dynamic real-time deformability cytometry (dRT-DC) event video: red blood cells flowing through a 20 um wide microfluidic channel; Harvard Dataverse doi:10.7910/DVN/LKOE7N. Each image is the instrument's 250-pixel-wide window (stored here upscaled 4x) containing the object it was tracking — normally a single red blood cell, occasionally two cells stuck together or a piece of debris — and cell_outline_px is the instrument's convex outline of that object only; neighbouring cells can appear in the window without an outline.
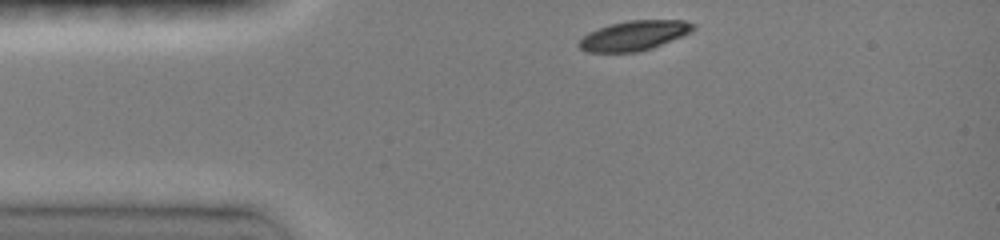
{"species": "common noctule bat (a hibernating species)", "species_latin": "Nyctalus noctula", "temperature_condition": "room temperature", "stored_images_in_passage": 9, "camera_frame_rate_fps": 3000, "um_per_image_px": 0.085, "animal": {"sex": "female", "body_mass_g": 19.0, "forearm_length_mm": 51.5}, "frame": {"image": 1, "passage_image": 1, "time_ms": 0.0, "image_size_px": [1000, 240], "cell_outline_px": [[696, 28], [692, 32], [684, 36], [652, 48], [636, 52], [588, 52], [580, 48], [576, 44], [588, 32], [608, 24], [628, 20], [684, 20], [696, 24]], "centroid_in_image_um": [53.93, 3.01], "position_along_channel_um": 31.1, "area_um2": 20.06}}
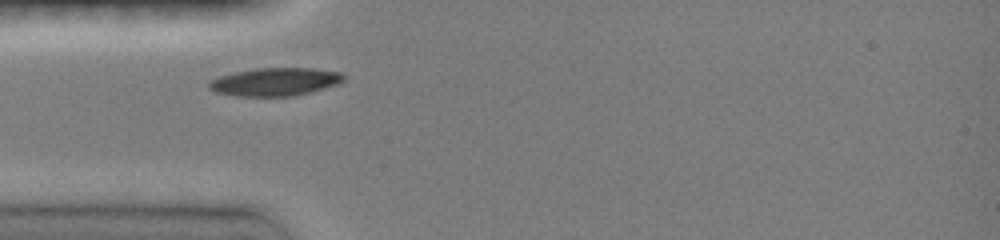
{"frame": {"image": 2, "passage_image": 3, "time_ms": 1.667, "image_size_px": [1000, 240], "cell_outline_px": [[344, 80], [340, 84], [312, 92], [292, 96], [236, 96], [216, 92], [208, 88], [208, 80], [220, 76], [236, 72], [256, 68], [312, 68], [344, 72]], "centroid_in_image_um": [23.42, 6.95], "position_along_channel_um": 61.6, "area_um2": 22.25}}
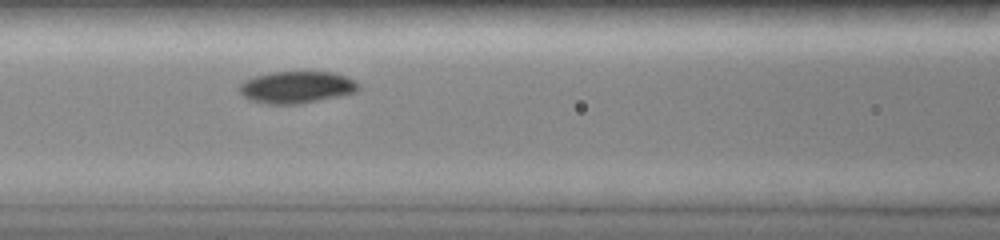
{"frame": {"image": 3, "passage_image": 6, "time_ms": 3.667, "image_size_px": [1000, 240], "cell_outline_px": [[360, 88], [356, 92], [340, 96], [300, 104], [264, 104], [248, 100], [240, 92], [240, 84], [244, 80], [256, 76], [272, 72], [332, 72], [344, 76], [360, 84]], "centroid_in_image_um": [25.2, 7.43], "position_along_channel_um": 141.4, "area_um2": 22.2}}